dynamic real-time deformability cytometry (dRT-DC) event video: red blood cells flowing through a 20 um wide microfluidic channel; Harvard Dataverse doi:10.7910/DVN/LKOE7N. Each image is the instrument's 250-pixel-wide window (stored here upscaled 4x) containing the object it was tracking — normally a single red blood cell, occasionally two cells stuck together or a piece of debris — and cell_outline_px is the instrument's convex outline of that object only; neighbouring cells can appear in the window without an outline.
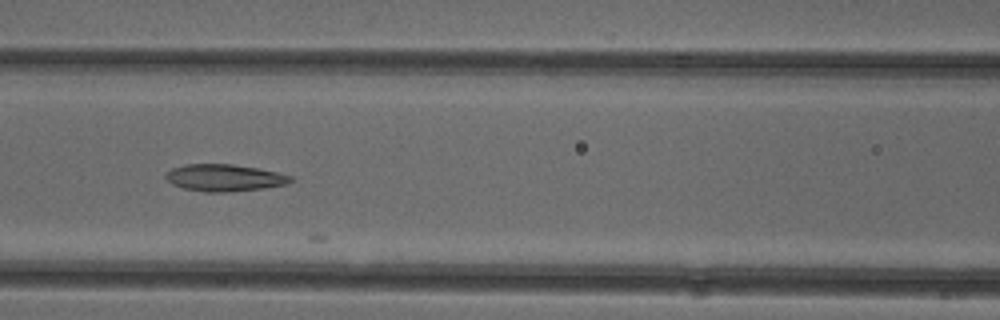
{"species": "common noctule bat (a hibernating species)", "species_latin": "Nyctalus noctula", "temperature_condition": "cold", "stored_images_in_passage": 16, "camera_frame_rate_fps": 3000, "um_per_image_px": 0.085, "animal": {"sex": "female"}, "frame": {"image": 1, "passage_image": 8, "time_ms": 2.333, "image_size_px": [1000, 320], "cell_outline_px": [[296, 180], [288, 184], [264, 188], [224, 192], [204, 192], [184, 188], [172, 184], [164, 176], [172, 168], [184, 164], [232, 164], [256, 168], [276, 172], [292, 176]], "centroid_in_image_um": [19.1, 15.11], "position_along_channel_um": 147.5, "area_um2": 19.59}}
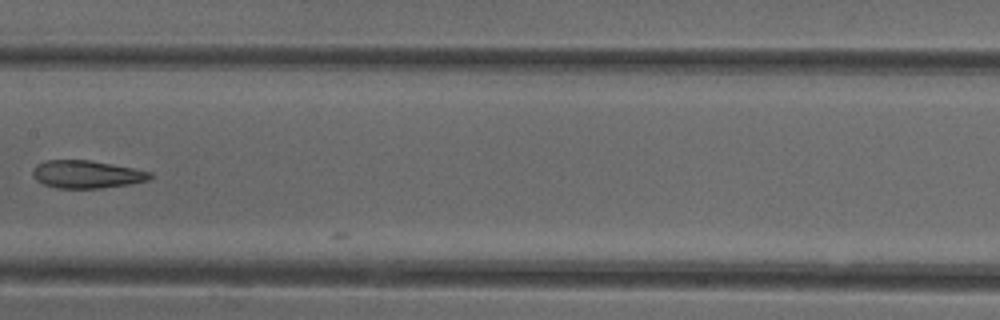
{"frame": {"image": 2, "passage_image": 12, "time_ms": 3.667, "image_size_px": [1000, 320], "cell_outline_px": [[152, 176], [148, 180], [128, 184], [100, 188], [56, 188], [44, 184], [36, 180], [32, 176], [32, 168], [36, 164], [48, 160], [88, 160], [112, 164], [152, 172]], "centroid_in_image_um": [7.32, 14.81], "position_along_channel_um": 200.1, "area_um2": 18.9}}